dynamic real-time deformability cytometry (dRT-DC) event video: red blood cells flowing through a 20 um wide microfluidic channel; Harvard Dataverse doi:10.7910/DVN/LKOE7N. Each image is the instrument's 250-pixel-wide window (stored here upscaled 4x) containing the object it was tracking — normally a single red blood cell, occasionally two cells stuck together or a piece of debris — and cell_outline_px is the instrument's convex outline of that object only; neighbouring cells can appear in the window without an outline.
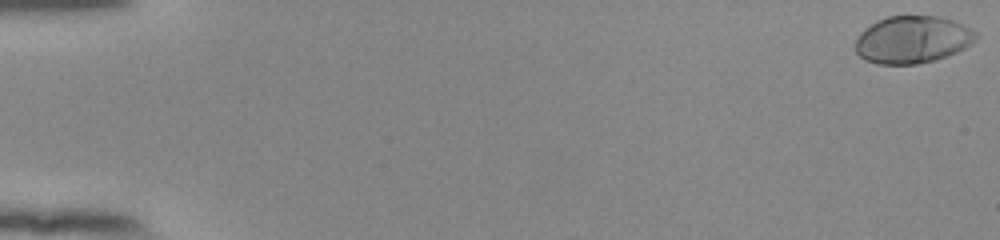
{"species": "human", "species_latin": "Homo sapiens", "temperature_condition": "room temperature", "stored_images_in_passage": 55, "camera_frame_rate_fps": 3000, "um_per_image_px": 0.085, "donor": {"sex": "female"}, "frame": {"image": 1, "passage_image": 1, "time_ms": 0.0, "image_size_px": [1000, 240], "cell_outline_px": [[980, 36], [972, 44], [956, 52], [936, 60], [916, 64], [876, 64], [864, 60], [856, 52], [856, 40], [860, 32], [864, 28], [876, 20], [888, 16], [936, 16], [952, 20], [980, 32]], "centroid_in_image_um": [77.57, 3.37], "position_along_channel_um": 7.4, "area_um2": 33.58}}
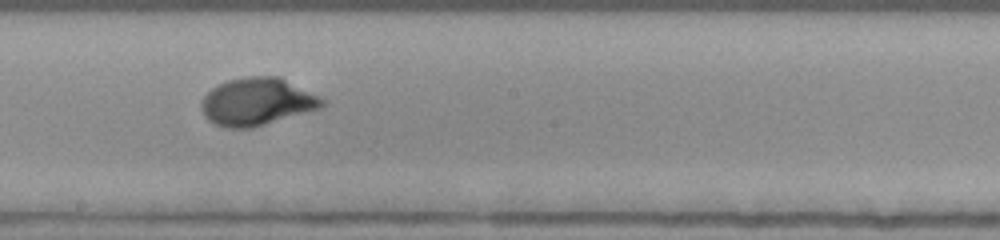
{"frame": {"image": 2, "passage_image": 32, "time_ms": 10.333, "image_size_px": [1000, 240], "cell_outline_px": [[328, 100], [320, 108], [252, 128], [228, 128], [216, 124], [208, 120], [204, 116], [200, 108], [200, 104], [204, 96], [212, 88], [228, 80], [248, 76], [280, 76]], "centroid_in_image_um": [21.86, 8.64], "position_along_channel_um": 226.3, "area_um2": 33.52}}
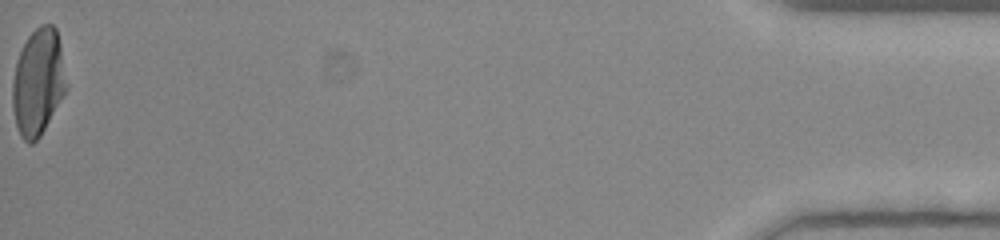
{"frame": {"image": 3, "passage_image": 55, "time_ms": 18.0, "image_size_px": [1000, 240], "cell_outline_px": [[68, 88], [40, 136], [32, 144], [28, 144], [20, 136], [16, 124], [12, 108], [12, 80], [16, 60], [28, 36], [40, 24], [52, 24], [56, 28], [60, 44], [68, 84]], "centroid_in_image_um": [3.24, 6.98], "position_along_channel_um": 432.0, "area_um2": 33.76}, "authors_computed_cell_mechanics": {"area_um2": 32.079, "velocity_mm_per_s": 3.8683, "shape_relaxation_time_tau1_ms": 3.3124, "shape_relaxation_time_tau2_ms": null, "deformation_change_tau1": 0.1923, "deformation_change_tau2": null}}